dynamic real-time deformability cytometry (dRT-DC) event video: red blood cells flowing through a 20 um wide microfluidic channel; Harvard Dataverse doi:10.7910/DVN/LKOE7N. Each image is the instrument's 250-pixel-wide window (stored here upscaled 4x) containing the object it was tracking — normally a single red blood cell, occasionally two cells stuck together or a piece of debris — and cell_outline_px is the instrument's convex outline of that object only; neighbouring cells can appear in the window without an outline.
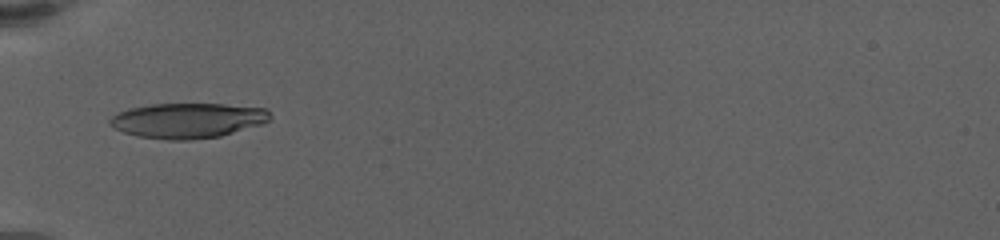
{"species": "human", "species_latin": "Homo sapiens", "temperature_condition": "warm", "stored_images_in_passage": 4, "camera_frame_rate_fps": 3000, "um_per_image_px": 0.085, "donor": {"sex": "female"}, "frame": {"image": 1, "passage_image": 1, "time_ms": 0.0, "image_size_px": [1000, 240], "cell_outline_px": [[272, 116], [268, 120], [260, 124], [220, 136], [188, 140], [168, 140], [136, 136], [124, 132], [108, 124], [108, 120], [112, 116], [128, 108], [152, 104], [224, 104], [268, 108]], "centroid_in_image_um": [15.94, 10.23], "position_along_channel_um": 69.1, "area_um2": 32.71}}